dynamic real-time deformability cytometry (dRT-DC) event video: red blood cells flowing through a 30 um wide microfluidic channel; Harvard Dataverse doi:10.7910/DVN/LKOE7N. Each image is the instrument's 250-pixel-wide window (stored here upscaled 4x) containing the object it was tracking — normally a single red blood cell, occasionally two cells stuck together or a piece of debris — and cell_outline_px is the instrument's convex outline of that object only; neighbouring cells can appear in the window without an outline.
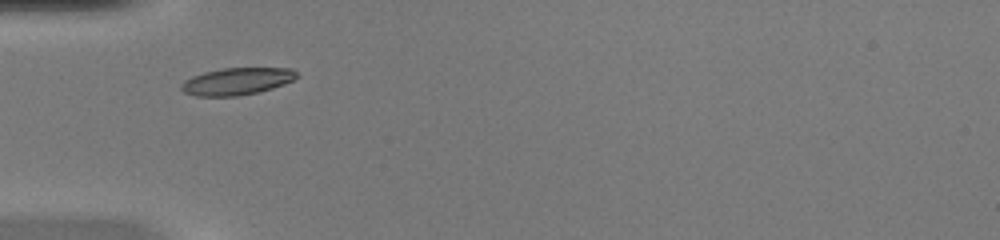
{"species": "common noctule bat (a hibernating species)", "species_latin": "Nyctalus noctula", "temperature_condition": "warm", "stored_images_in_passage": 35, "camera_frame_rate_fps": 3000, "um_per_image_px": 0.085, "animal": {"sex": "female", "body_mass_g": 20.0, "forearm_length_mm": 54.0}, "frame": {"image": 1, "passage_image": 1, "time_ms": 0.0, "image_size_px": [1000, 240], "cell_outline_px": [[300, 76], [284, 84], [272, 88], [256, 92], [236, 96], [196, 96], [184, 92], [180, 88], [180, 84], [184, 80], [192, 76], [204, 72], [224, 68], [292, 68]], "centroid_in_image_um": [20.12, 6.91], "position_along_channel_um": 64.9, "area_um2": 18.21}}
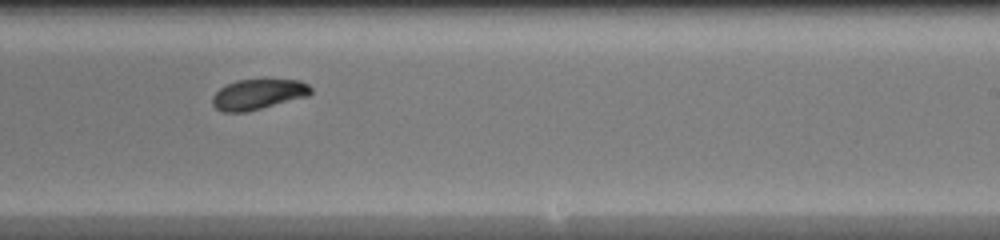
{"frame": {"image": 2, "passage_image": 16, "time_ms": 5.0, "image_size_px": [1000, 240], "cell_outline_px": [[312, 92], [308, 96], [244, 112], [224, 112], [216, 108], [212, 104], [212, 96], [220, 88], [236, 80], [300, 80], [308, 84], [312, 88]], "centroid_in_image_um": [21.94, 8.01], "position_along_channel_um": 267.1, "area_um2": 17.17}}
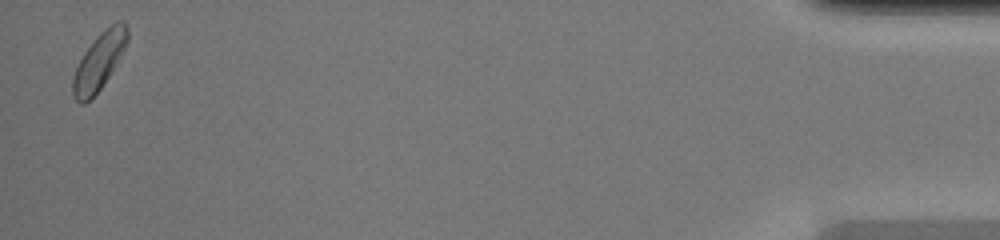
{"frame": {"image": 3, "passage_image": 34, "time_ms": 11.0, "image_size_px": [1000, 240], "cell_outline_px": [[128, 40], [124, 48], [108, 76], [100, 88], [84, 104], [80, 104], [72, 96], [72, 80], [76, 68], [84, 52], [96, 36], [116, 20], [124, 20], [128, 28]], "centroid_in_image_um": [8.41, 5.18], "position_along_channel_um": 426.8, "area_um2": 17.74}, "authors_computed_cell_mechanics": {"area_um2": 17.5712, "velocity_mm_per_s": 4.0916, "shape_relaxation_time_tau1_ms": 1.7341, "shape_relaxation_time_tau2_ms": 3.0922, "deformation_change_tau1": 0.093, "deformation_change_tau2": 0.0668}}